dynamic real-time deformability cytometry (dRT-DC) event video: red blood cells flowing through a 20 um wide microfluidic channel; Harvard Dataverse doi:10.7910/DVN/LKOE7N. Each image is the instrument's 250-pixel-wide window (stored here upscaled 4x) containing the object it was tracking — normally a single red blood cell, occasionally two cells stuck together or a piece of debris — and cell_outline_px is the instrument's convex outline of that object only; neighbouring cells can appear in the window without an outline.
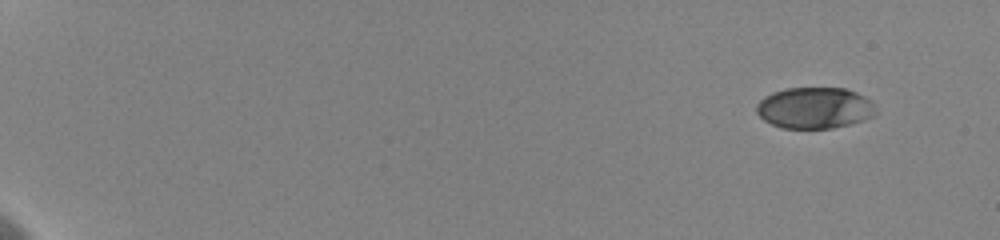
{"species": "human", "species_latin": "Homo sapiens", "temperature_condition": "cold", "stored_images_in_passage": 31, "camera_frame_rate_fps": 3000, "um_per_image_px": 0.085, "donor": {"sex": "female"}, "frame": {"image": 1, "passage_image": 1, "time_ms": 0.0, "image_size_px": [1000, 240], "cell_outline_px": [[876, 116], [864, 120], [832, 128], [780, 128], [764, 120], [756, 112], [756, 104], [764, 96], [772, 92], [784, 88], [844, 88], [856, 92], [872, 100], [876, 112]], "centroid_in_image_um": [69.24, 9.17], "position_along_channel_um": 15.8, "area_um2": 28.9}}
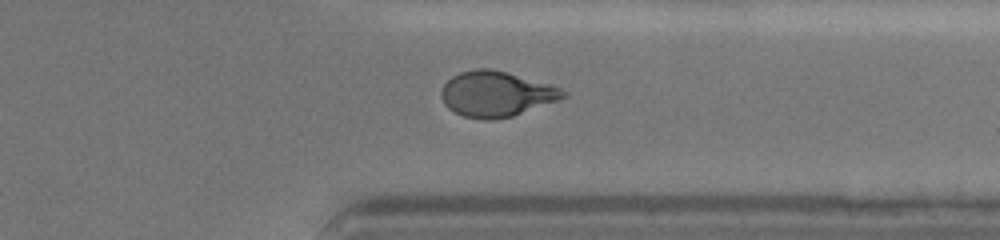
{"frame": {"image": 2, "passage_image": 25, "time_ms": 14.667, "image_size_px": [1000, 240], "cell_outline_px": [[568, 96], [512, 116], [492, 120], [484, 120], [464, 116], [448, 108], [444, 104], [440, 96], [440, 92], [444, 84], [452, 76], [460, 72], [476, 68], [488, 68], [508, 72], [548, 84], [560, 88], [568, 92]], "centroid_in_image_um": [42.15, 7.98], "position_along_channel_um": 369.3, "area_um2": 32.08}}
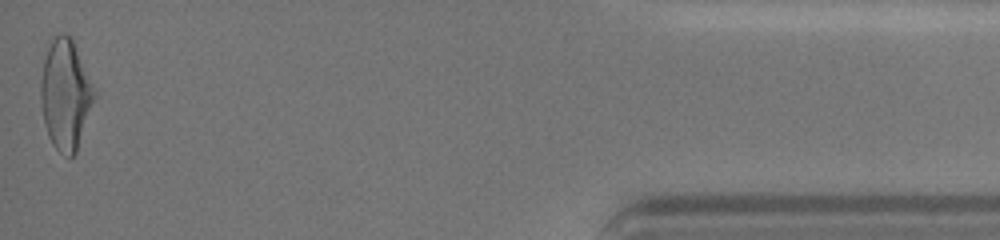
{"frame": {"image": 3, "passage_image": 31, "time_ms": 18.0, "image_size_px": [1000, 240], "cell_outline_px": [[96, 96], [76, 152], [72, 156], [68, 156], [60, 152], [52, 144], [48, 136], [44, 120], [40, 100], [40, 80], [44, 60], [52, 36], [60, 32], [72, 36], [96, 88]], "centroid_in_image_um": [5.58, 7.97], "position_along_channel_um": 429.6, "area_um2": 34.8}, "authors_computed_cell_mechanics": {"area_um2": 31.5588, "velocity_mm_per_s": 3.6266, "shape_relaxation_time_tau1_ms": 5.7483, "shape_relaxation_time_tau2_ms": 1.4819, "deformation_change_tau1": 0.1575, "deformation_change_tau2": 0.0623}}